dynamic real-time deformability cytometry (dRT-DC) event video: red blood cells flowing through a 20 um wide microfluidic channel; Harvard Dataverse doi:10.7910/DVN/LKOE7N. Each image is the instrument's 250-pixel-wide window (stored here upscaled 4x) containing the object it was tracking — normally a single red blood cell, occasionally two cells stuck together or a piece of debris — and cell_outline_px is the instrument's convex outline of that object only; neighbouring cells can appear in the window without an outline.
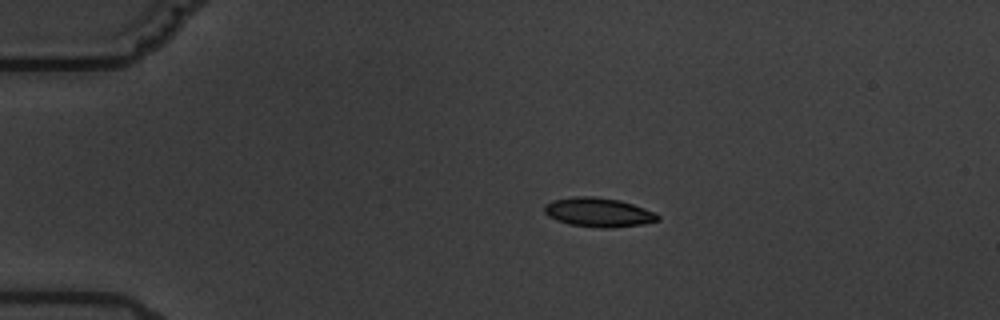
{"species": "common noctule bat (a hibernating species)", "species_latin": "Nyctalus noctula", "temperature_condition": "warm", "stored_images_in_passage": 7, "camera_frame_rate_fps": 3000, "um_per_image_px": 0.085, "animal": {"sex": "male", "body_mass_g": 19.5, "forearm_length_mm": 54.6}, "frame": {"image": 1, "passage_image": 4, "time_ms": 4.333, "image_size_px": [1000, 320], "cell_outline_px": [[660, 220], [644, 224], [612, 228], [600, 228], [568, 224], [556, 220], [548, 216], [544, 212], [544, 204], [552, 200], [576, 196], [592, 196], [620, 200], [656, 212], [660, 216]], "centroid_in_image_um": [50.87, 18.05], "position_along_channel_um": 34.1, "area_um2": 19.48}}
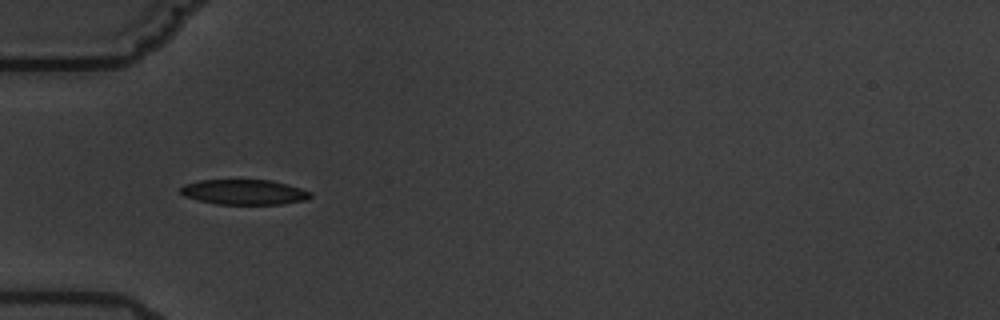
{"frame": {"image": 2, "passage_image": 6, "time_ms": 6.667, "image_size_px": [1000, 320], "cell_outline_px": [[312, 196], [304, 200], [280, 204], [216, 204], [184, 196], [180, 192], [180, 188], [184, 184], [200, 180], [272, 180], [288, 184], [312, 192]], "centroid_in_image_um": [20.75, 16.32], "position_along_channel_um": 64.2, "area_um2": 18.96}}